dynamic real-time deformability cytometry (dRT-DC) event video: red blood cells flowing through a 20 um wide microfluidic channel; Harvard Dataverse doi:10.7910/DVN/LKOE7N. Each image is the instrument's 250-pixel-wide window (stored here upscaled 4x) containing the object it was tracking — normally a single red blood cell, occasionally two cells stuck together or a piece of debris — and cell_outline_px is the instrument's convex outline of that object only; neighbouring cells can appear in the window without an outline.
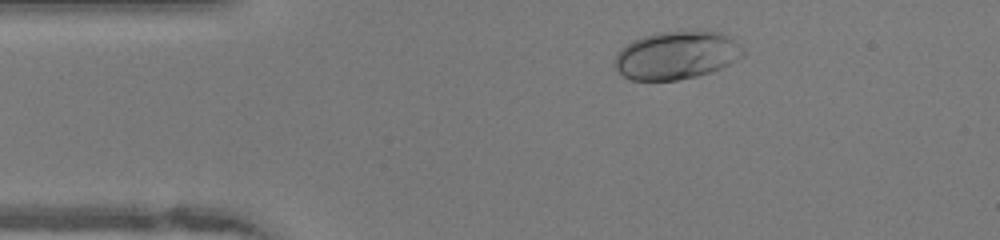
{"species": "human", "species_latin": "Homo sapiens", "temperature_condition": "warm", "stored_images_in_passage": 46, "camera_frame_rate_fps": 3000, "um_per_image_px": 0.085, "donor": {"sex": "female"}, "frame": {"image": 1, "passage_image": 5, "time_ms": 1.333, "image_size_px": [1000, 240], "cell_outline_px": [[744, 56], [712, 72], [696, 76], [676, 80], [632, 80], [624, 76], [612, 64], [616, 52], [624, 44], [632, 40], [656, 32], [684, 28], [704, 28], [720, 32], [728, 36], [744, 48]], "centroid_in_image_um": [57.49, 4.63], "position_along_channel_um": 27.5, "area_um2": 37.11}}
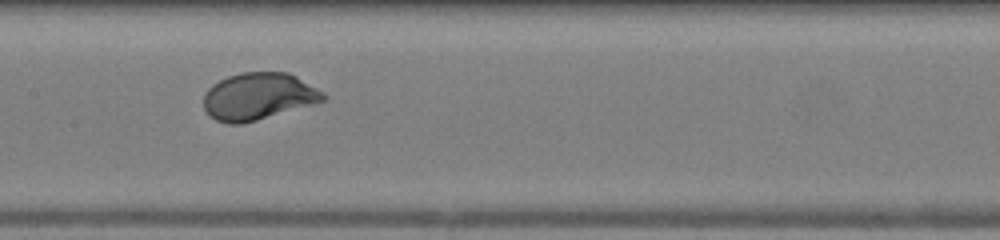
{"frame": {"image": 2, "passage_image": 20, "time_ms": 6.333, "image_size_px": [1000, 240], "cell_outline_px": [[328, 96], [324, 100], [316, 104], [256, 120], [240, 124], [228, 124], [216, 120], [204, 108], [204, 92], [212, 84], [228, 76], [240, 72], [288, 72], [296, 76], [324, 92]], "centroid_in_image_um": [21.98, 8.18], "position_along_channel_um": 185.4, "area_um2": 32.89}}
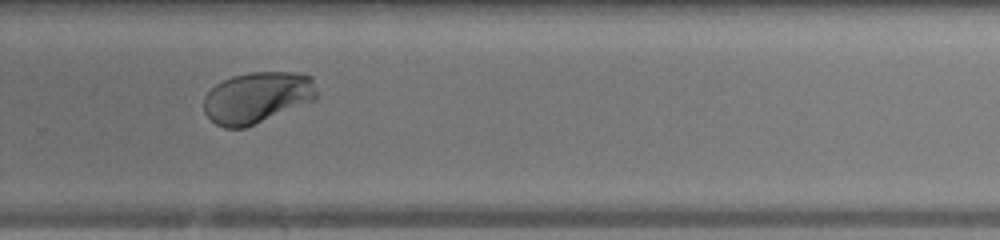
{"frame": {"image": 3, "passage_image": 29, "time_ms": 9.333, "image_size_px": [1000, 240], "cell_outline_px": [[316, 100], [244, 128], [224, 128], [216, 124], [204, 112], [204, 96], [216, 84], [232, 76], [248, 72], [304, 72], [312, 76], [316, 92]], "centroid_in_image_um": [21.88, 8.27], "position_along_channel_um": 307.9, "area_um2": 33.87}, "authors_computed_cell_mechanics": {"area_um2": 33.7263, "velocity_mm_per_s": 4.0931, "shape_relaxation_time_tau1_ms": 1.7969, "shape_relaxation_time_tau2_ms": null, "deformation_change_tau1": 0.1261, "deformation_change_tau2": null}}